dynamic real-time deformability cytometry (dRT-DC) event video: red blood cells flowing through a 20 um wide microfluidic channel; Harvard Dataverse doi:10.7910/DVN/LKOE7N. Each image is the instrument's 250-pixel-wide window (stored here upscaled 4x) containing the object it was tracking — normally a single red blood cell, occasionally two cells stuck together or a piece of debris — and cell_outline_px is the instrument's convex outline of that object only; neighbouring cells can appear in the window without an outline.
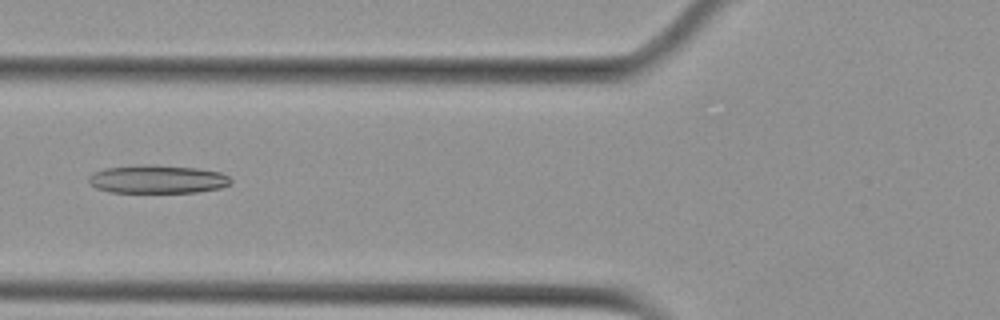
{"species": "Egyptian fruit bat (a non-hibernating species)", "species_latin": "Rousettus aegyptiacus", "temperature_condition": "cold", "stored_images_in_passage": 6, "camera_frame_rate_fps": 3000, "um_per_image_px": 0.085, "animal": {"sex": "female"}, "frame": {"image": 1, "passage_image": 6, "time_ms": 5.667, "image_size_px": [1000, 320], "cell_outline_px": [[232, 184], [220, 188], [196, 192], [108, 192], [96, 188], [88, 184], [88, 176], [92, 172], [104, 168], [144, 164], [156, 164], [196, 168], [220, 172], [228, 176], [232, 180]], "centroid_in_image_um": [13.35, 15.22], "position_along_channel_um": 112.5, "area_um2": 23.76}}